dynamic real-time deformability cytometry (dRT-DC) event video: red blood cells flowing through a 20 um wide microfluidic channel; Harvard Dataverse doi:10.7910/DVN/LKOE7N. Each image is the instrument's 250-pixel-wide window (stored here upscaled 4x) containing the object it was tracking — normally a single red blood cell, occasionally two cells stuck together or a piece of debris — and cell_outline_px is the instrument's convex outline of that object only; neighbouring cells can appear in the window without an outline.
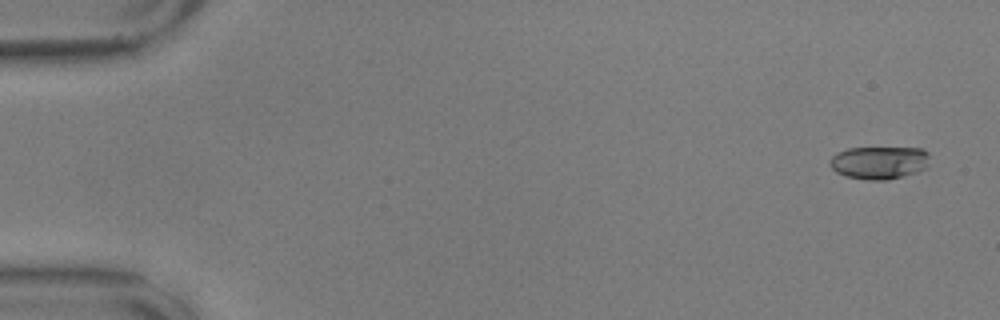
{"species": "common noctule bat (a hibernating species)", "species_latin": "Nyctalus noctula", "temperature_condition": "warm", "stored_images_in_passage": 57, "camera_frame_rate_fps": 3000, "um_per_image_px": 0.085, "animal": {"sex": "male", "body_mass_g": 17.9, "forearm_length_mm": 54.2}, "frame": {"image": 1, "passage_image": 3, "time_ms": 0.667, "image_size_px": [1000, 320], "cell_outline_px": [[928, 168], [916, 172], [888, 180], [868, 180], [848, 176], [836, 172], [828, 164], [828, 160], [836, 152], [848, 148], [920, 148], [928, 152]], "centroid_in_image_um": [74.71, 13.81], "position_along_channel_um": 10.3, "area_um2": 19.19}}
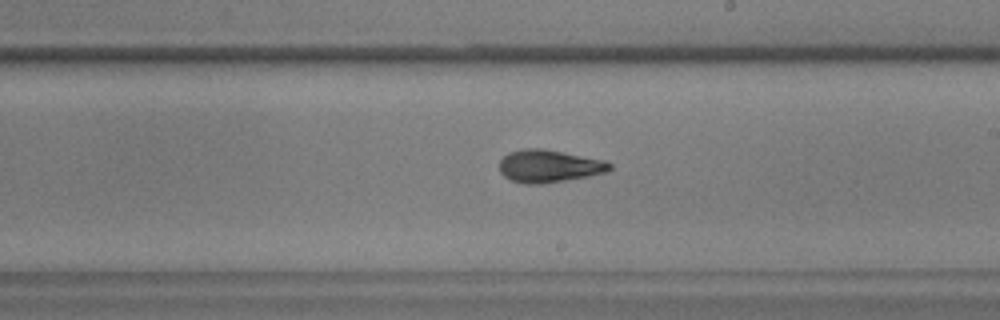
{"frame": {"image": 2, "passage_image": 34, "time_ms": 11.0, "image_size_px": [1000, 320], "cell_outline_px": [[612, 168], [608, 172], [588, 176], [544, 184], [524, 184], [512, 180], [504, 176], [500, 172], [500, 160], [508, 152], [524, 148], [544, 148], [604, 160], [612, 164]], "centroid_in_image_um": [46.67, 14.11], "position_along_channel_um": 242.3, "area_um2": 21.1}}
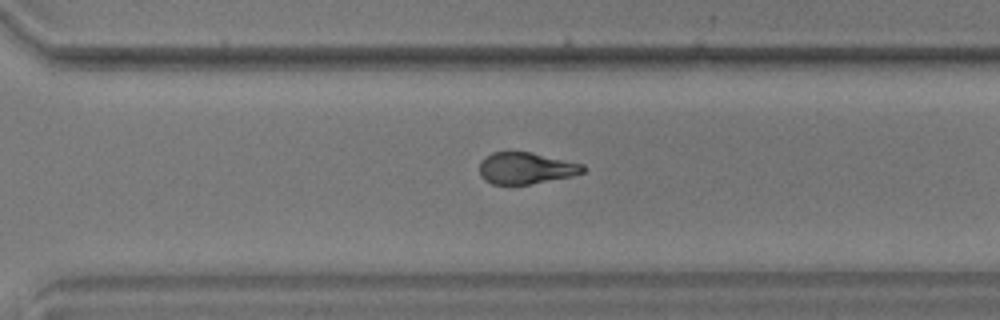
{"frame": {"image": 3, "passage_image": 41, "time_ms": 13.333, "image_size_px": [1000, 320], "cell_outline_px": [[588, 168], [584, 172], [572, 176], [528, 184], [492, 184], [484, 180], [480, 176], [480, 160], [484, 156], [492, 152], [532, 152], [584, 164]], "centroid_in_image_um": [44.7, 14.28], "position_along_channel_um": 325.9, "area_um2": 19.19}, "authors_computed_cell_mechanics": {"area_um2": 20.0566, "velocity_mm_per_s": 3.5882, "shape_relaxation_time_tau1_ms": 4.777, "shape_relaxation_time_tau2_ms": 2.4964, "deformation_change_tau1": 0.1531, "deformation_change_tau2": 0.1068}}